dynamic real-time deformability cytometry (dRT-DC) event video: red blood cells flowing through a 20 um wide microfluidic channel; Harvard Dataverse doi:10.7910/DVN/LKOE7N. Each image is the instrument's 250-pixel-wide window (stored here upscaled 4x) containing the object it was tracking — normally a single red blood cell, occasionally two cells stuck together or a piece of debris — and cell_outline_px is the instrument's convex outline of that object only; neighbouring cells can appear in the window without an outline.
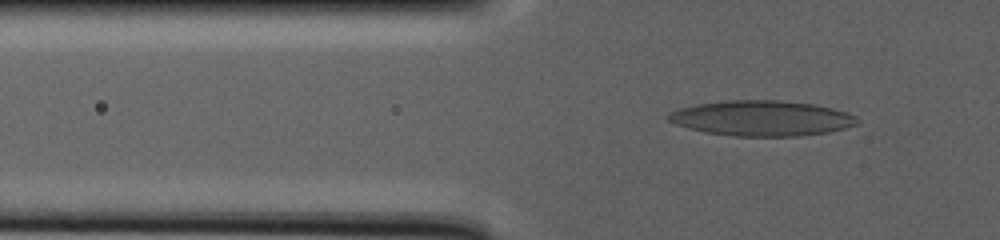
{"species": "human", "species_latin": "Homo sapiens", "temperature_condition": "warm", "stored_images_in_passage": 137, "camera_frame_rate_fps": 3000, "um_per_image_px": 0.085, "donor": {"sex": "male"}, "frame": {"image": 1, "passage_image": 53, "time_ms": 18.0, "image_size_px": [1000, 240], "cell_outline_px": [[860, 124], [828, 132], [800, 136], [732, 136], [704, 132], [688, 128], [676, 124], [668, 120], [664, 116], [668, 112], [680, 108], [696, 104], [732, 100], [780, 100], [812, 104], [832, 108], [856, 116], [860, 120]], "centroid_in_image_um": [64.73, 10.05], "position_along_channel_um": 61.1, "area_um2": 39.02}}
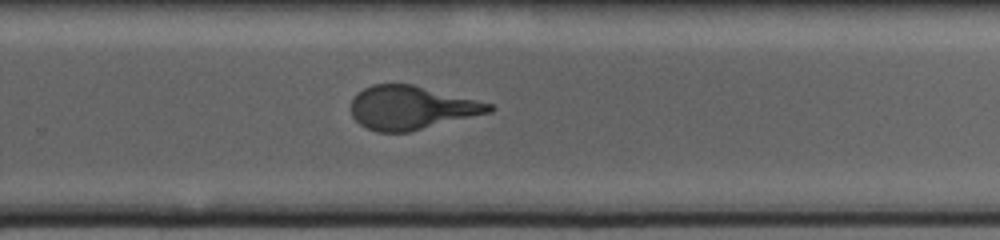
{"frame": {"image": 2, "passage_image": 98, "time_ms": 34.333, "image_size_px": [1000, 240], "cell_outline_px": [[496, 108], [492, 112], [408, 132], [376, 132], [360, 124], [352, 116], [352, 100], [356, 92], [372, 84], [412, 84], [492, 104]], "centroid_in_image_um": [34.96, 9.15], "position_along_channel_um": 294.8, "area_um2": 34.85}}
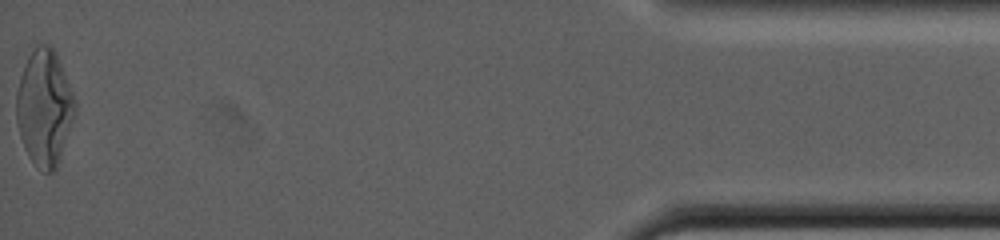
{"frame": {"image": 3, "passage_image": 137, "time_ms": 47.667, "image_size_px": [1000, 240], "cell_outline_px": [[76, 108], [60, 160], [56, 168], [52, 172], [44, 172], [28, 156], [20, 136], [16, 120], [16, 92], [20, 76], [24, 64], [28, 56], [36, 44], [48, 44], [56, 52], [72, 92], [76, 104]], "centroid_in_image_um": [3.76, 9.13], "position_along_channel_um": 431.4, "area_um2": 39.36}}